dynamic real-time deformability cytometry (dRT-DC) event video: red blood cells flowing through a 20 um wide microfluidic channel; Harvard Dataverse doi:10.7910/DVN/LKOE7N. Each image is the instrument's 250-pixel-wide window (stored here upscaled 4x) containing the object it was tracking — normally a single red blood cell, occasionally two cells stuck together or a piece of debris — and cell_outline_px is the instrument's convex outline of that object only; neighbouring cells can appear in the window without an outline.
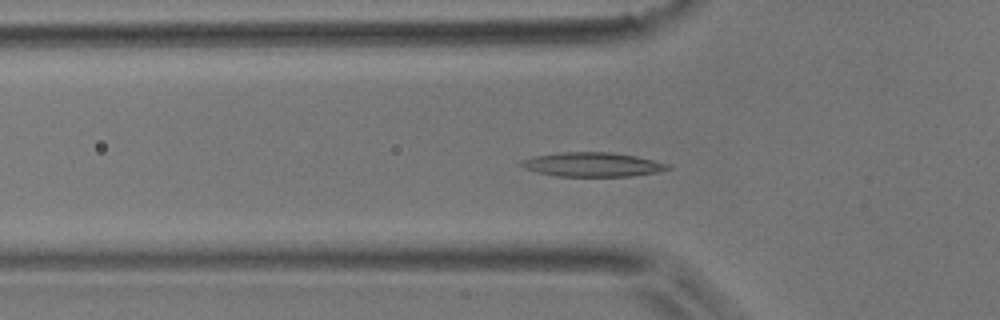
{"species": "common noctule bat (a hibernating species)", "species_latin": "Nyctalus noctula", "temperature_condition": "room temperature", "stored_images_in_passage": 50, "camera_frame_rate_fps": 3000, "um_per_image_px": 0.085, "animal": {"sex": "male", "body_mass_g": 17.9}, "frame": {"image": 1, "passage_image": 15, "time_ms": 4.667, "image_size_px": [1000, 320], "cell_outline_px": [[672, 168], [656, 172], [632, 176], [556, 176], [536, 172], [524, 168], [520, 164], [520, 160], [532, 156], [560, 152], [612, 152], [636, 156], [672, 164]], "centroid_in_image_um": [50.36, 13.98], "position_along_channel_um": 75.4, "area_um2": 20.87}}
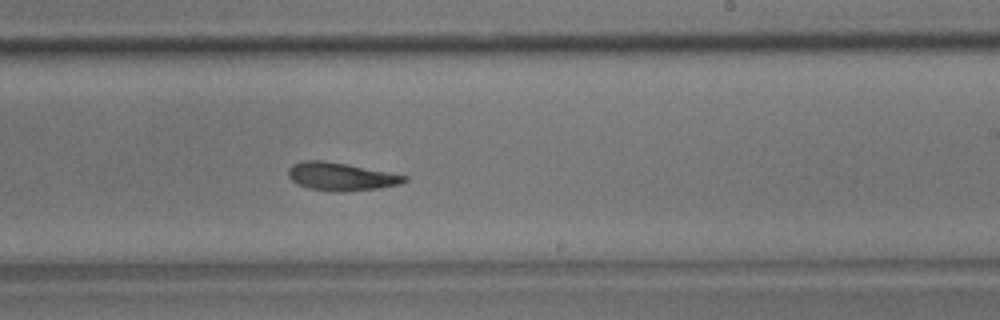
{"frame": {"image": 2, "passage_image": 29, "time_ms": 9.333, "image_size_px": [1000, 320], "cell_outline_px": [[408, 180], [400, 184], [380, 188], [340, 192], [332, 192], [308, 188], [292, 180], [288, 176], [288, 168], [292, 164], [304, 160], [324, 160], [348, 164], [408, 176]], "centroid_in_image_um": [28.98, 15.0], "position_along_channel_um": 260.0, "area_um2": 19.02}}
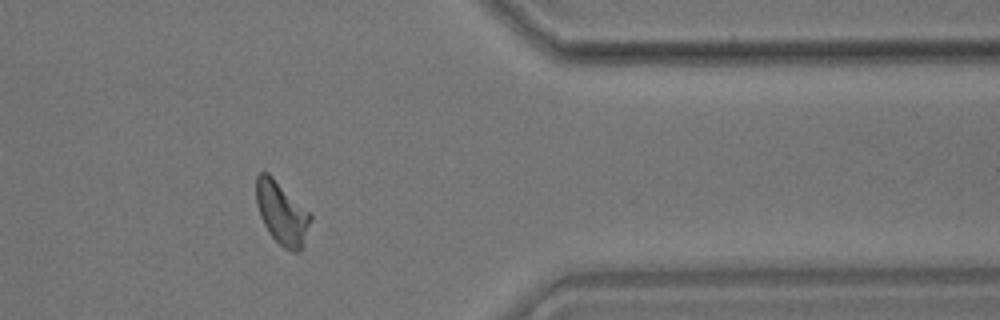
{"frame": {"image": 3, "passage_image": 40, "time_ms": 13.0, "image_size_px": [1000, 320], "cell_outline_px": [[312, 220], [304, 244], [296, 252], [292, 252], [284, 248], [268, 232], [260, 216], [256, 204], [256, 176], [260, 172], [268, 172], [312, 212]], "centroid_in_image_um": [23.98, 18.08], "position_along_channel_um": 387.4, "area_um2": 20.23}, "authors_computed_cell_mechanics": {"area_um2": 19.2474, "velocity_mm_per_s": 3.9462, "shape_relaxation_time_tau1_ms": 6.2578, "shape_relaxation_time_tau2_ms": 5.1434, "deformation_change_tau1": 0.168, "deformation_change_tau2": 0.1204}}